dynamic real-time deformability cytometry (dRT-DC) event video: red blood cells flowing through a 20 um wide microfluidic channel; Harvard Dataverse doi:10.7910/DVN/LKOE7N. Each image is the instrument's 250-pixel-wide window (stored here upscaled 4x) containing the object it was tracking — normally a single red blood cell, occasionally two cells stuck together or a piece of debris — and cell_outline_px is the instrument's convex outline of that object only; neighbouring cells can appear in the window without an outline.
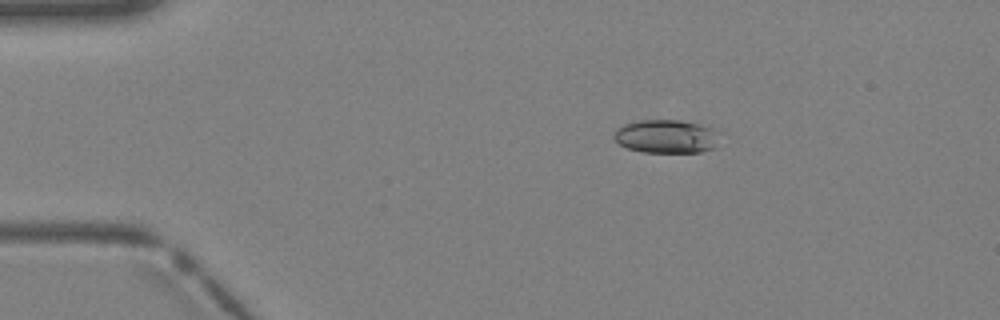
{"species": "Egyptian fruit bat (a non-hibernating species)", "species_latin": "Rousettus aegyptiacus", "temperature_condition": "warm", "stored_images_in_passage": 3, "camera_frame_rate_fps": 3000, "um_per_image_px": 0.085, "animal": {"sex": "female"}, "frame": {"image": 1, "passage_image": 2, "time_ms": 0.333, "image_size_px": [1000, 320], "cell_outline_px": [[712, 148], [700, 152], [644, 152], [628, 148], [620, 144], [612, 136], [616, 128], [624, 124], [636, 120], [680, 120], [712, 128]], "centroid_in_image_um": [56.46, 11.58], "position_along_channel_um": 28.5, "area_um2": 19.88}}